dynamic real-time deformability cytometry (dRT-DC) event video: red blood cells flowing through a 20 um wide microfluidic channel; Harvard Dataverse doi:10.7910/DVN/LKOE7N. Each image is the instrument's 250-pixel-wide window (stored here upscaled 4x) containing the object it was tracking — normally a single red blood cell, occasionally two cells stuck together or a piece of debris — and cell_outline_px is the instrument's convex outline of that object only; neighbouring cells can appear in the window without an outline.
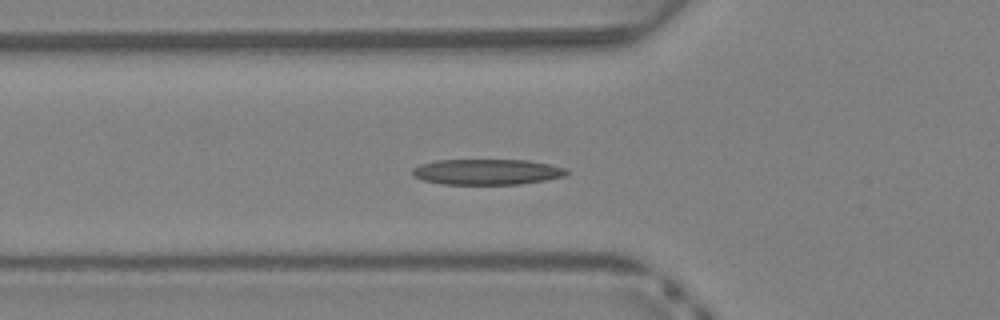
{"species": "Egyptian fruit bat (a non-hibernating species)", "species_latin": "Rousettus aegyptiacus", "temperature_condition": "warm", "stored_images_in_passage": 36, "camera_frame_rate_fps": 3000, "um_per_image_px": 0.085, "animal": {"sex": "female"}, "frame": {"image": 1, "passage_image": 13, "time_ms": 4.0, "image_size_px": [1000, 320], "cell_outline_px": [[568, 176], [520, 184], [444, 184], [420, 180], [412, 176], [412, 168], [420, 164], [436, 160], [528, 160], [568, 168]], "centroid_in_image_um": [41.38, 14.61], "position_along_channel_um": 84.4, "area_um2": 23.24}}
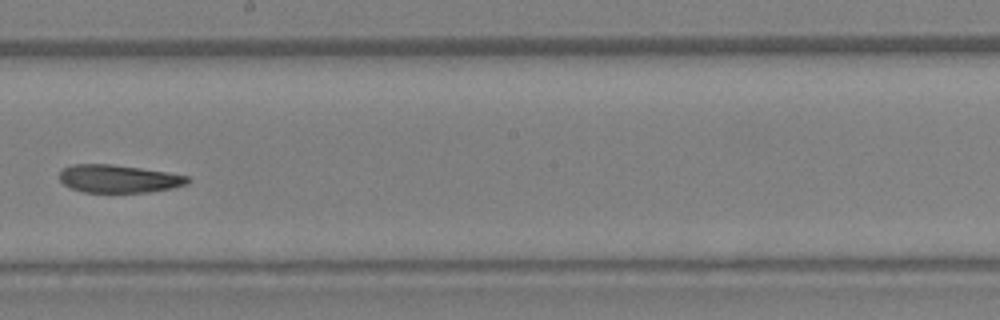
{"frame": {"image": 2, "passage_image": 22, "time_ms": 7.0, "image_size_px": [1000, 320], "cell_outline_px": [[192, 180], [184, 184], [172, 188], [148, 192], [84, 192], [72, 188], [64, 184], [60, 180], [60, 172], [64, 168], [72, 164], [112, 164], [168, 172], [188, 176]], "centroid_in_image_um": [10.09, 15.19], "position_along_channel_um": 238.1, "area_um2": 20.69}}
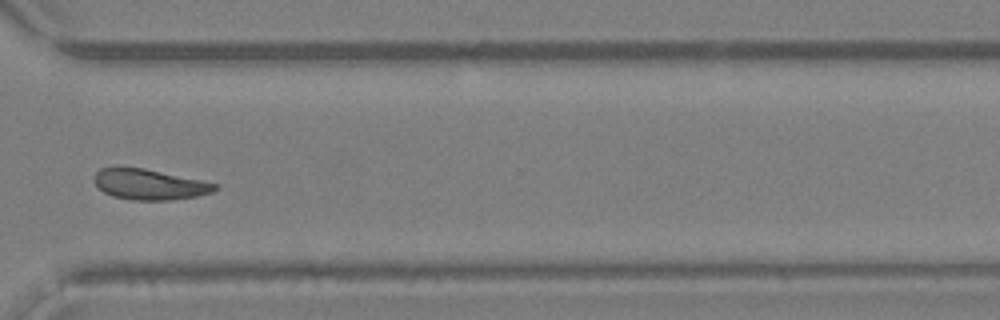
{"frame": {"image": 3, "passage_image": 29, "time_ms": 9.333, "image_size_px": [1000, 320], "cell_outline_px": [[216, 188], [212, 192], [196, 196], [172, 200], [132, 200], [112, 196], [96, 188], [92, 180], [92, 176], [100, 168], [116, 164], [144, 168], [200, 180], [216, 184]], "centroid_in_image_um": [12.54, 15.64], "position_along_channel_um": 358.1, "area_um2": 22.02}}